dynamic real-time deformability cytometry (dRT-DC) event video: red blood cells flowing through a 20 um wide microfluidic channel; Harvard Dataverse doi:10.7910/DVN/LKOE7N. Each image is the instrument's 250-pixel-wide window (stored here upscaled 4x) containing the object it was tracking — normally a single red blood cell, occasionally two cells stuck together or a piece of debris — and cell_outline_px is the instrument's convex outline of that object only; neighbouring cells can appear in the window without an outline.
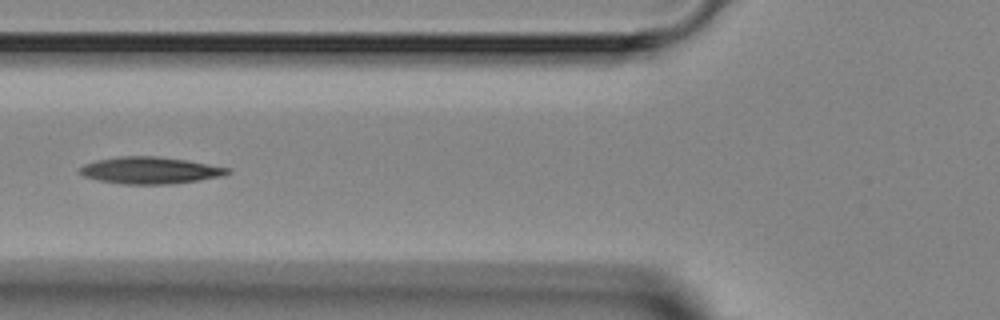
{"species": "Egyptian fruit bat (a non-hibernating species)", "species_latin": "Rousettus aegyptiacus", "temperature_condition": "room temperature", "stored_images_in_passage": 5, "camera_frame_rate_fps": 3000, "um_per_image_px": 0.085, "animal": {"sex": "female"}, "frame": {"image": 1, "passage_image": 4, "time_ms": 3.667, "image_size_px": [1000, 320], "cell_outline_px": [[232, 172], [224, 176], [172, 184], [124, 184], [100, 180], [84, 176], [80, 172], [80, 168], [84, 164], [96, 160], [120, 156], [156, 156], [184, 160], [208, 164], [228, 168]], "centroid_in_image_um": [12.77, 14.48], "position_along_channel_um": 113.0, "area_um2": 22.89}}
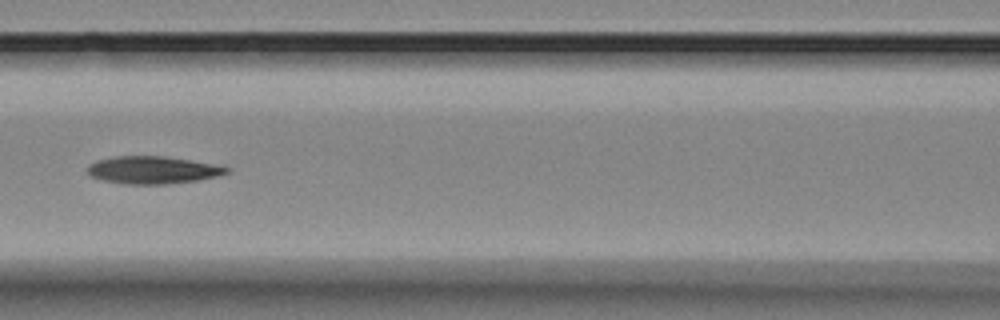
{"frame": {"image": 2, "passage_image": 5, "time_ms": 4.667, "image_size_px": [1000, 320], "cell_outline_px": [[228, 172], [216, 176], [196, 180], [168, 184], [124, 184], [104, 180], [92, 176], [88, 172], [88, 164], [96, 160], [112, 156], [164, 156], [216, 164], [228, 168]], "centroid_in_image_um": [12.95, 14.44], "position_along_channel_um": 153.7, "area_um2": 22.14}}